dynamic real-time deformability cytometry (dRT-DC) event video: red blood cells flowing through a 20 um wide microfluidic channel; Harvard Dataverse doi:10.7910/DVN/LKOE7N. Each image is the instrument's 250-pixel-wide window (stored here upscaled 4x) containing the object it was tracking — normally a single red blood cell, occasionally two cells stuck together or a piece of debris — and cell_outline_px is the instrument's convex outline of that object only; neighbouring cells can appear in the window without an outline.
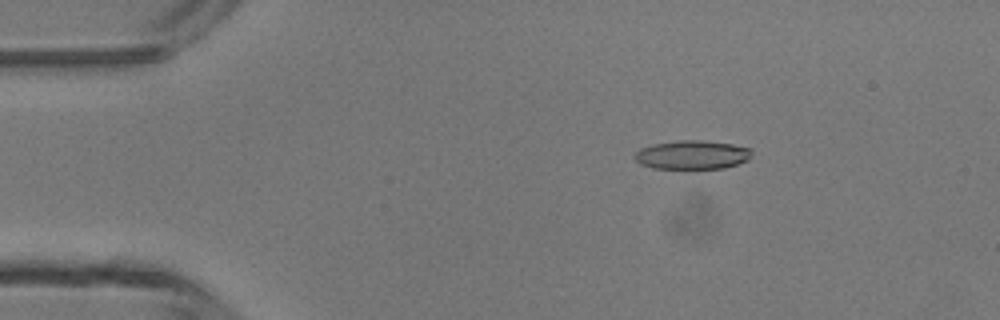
{"species": "common noctule bat (a hibernating species)", "species_latin": "Nyctalus noctula", "temperature_condition": "room temperature", "stored_images_in_passage": 3, "camera_frame_rate_fps": 3000, "um_per_image_px": 0.085, "animal": {"sex": "male", "body_mass_g": 13.3}, "frame": {"image": 1, "passage_image": 1, "time_ms": 0.0, "image_size_px": [1000, 320], "cell_outline_px": [[752, 152], [748, 160], [724, 168], [652, 168], [640, 164], [632, 156], [640, 148], [652, 144], [680, 140], [704, 140], [732, 144], [752, 148]], "centroid_in_image_um": [58.82, 13.15], "position_along_channel_um": 26.2, "area_um2": 19.71}}
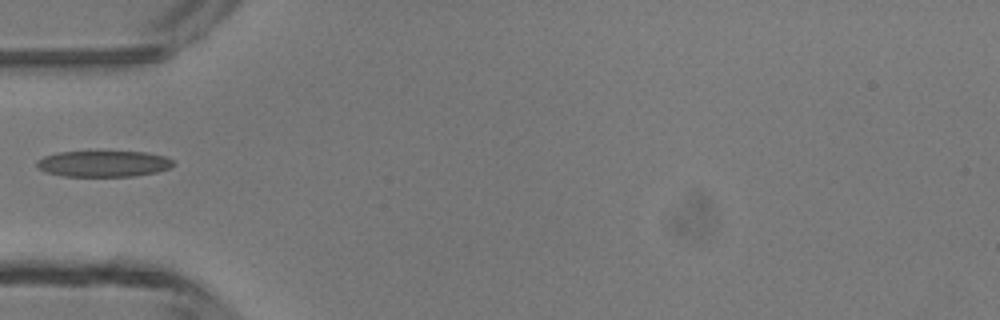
{"frame": {"image": 2, "passage_image": 3, "time_ms": 2.667, "image_size_px": [1000, 320], "cell_outline_px": [[176, 164], [168, 168], [156, 172], [132, 176], [64, 176], [48, 172], [36, 168], [36, 160], [44, 156], [60, 152], [96, 148], [100, 148], [148, 152], [164, 156], [172, 160]], "centroid_in_image_um": [8.78, 13.85], "position_along_channel_um": 76.2, "area_um2": 21.96}}